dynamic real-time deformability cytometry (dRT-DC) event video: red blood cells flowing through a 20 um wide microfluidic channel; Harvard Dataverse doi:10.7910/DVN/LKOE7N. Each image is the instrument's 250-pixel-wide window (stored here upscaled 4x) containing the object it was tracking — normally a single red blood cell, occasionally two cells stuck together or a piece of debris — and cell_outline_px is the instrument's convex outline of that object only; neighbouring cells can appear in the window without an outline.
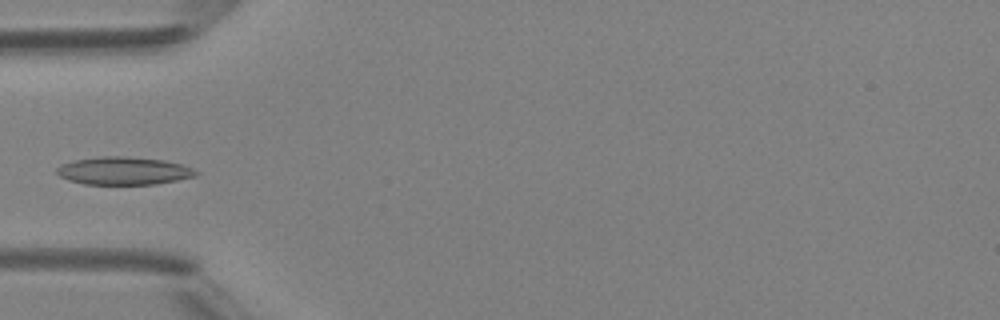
{"species": "Egyptian fruit bat (a non-hibernating species)", "species_latin": "Rousettus aegyptiacus", "temperature_condition": "room temperature", "stored_images_in_passage": 5, "camera_frame_rate_fps": 3000, "um_per_image_px": 0.085, "animal": {"sex": "female"}, "frame": {"image": 1, "passage_image": 5, "time_ms": 4.667, "image_size_px": [1000, 320], "cell_outline_px": [[200, 172], [196, 176], [156, 184], [84, 184], [68, 180], [60, 176], [56, 172], [56, 168], [60, 164], [72, 160], [100, 156], [124, 156], [164, 160], [184, 164]], "centroid_in_image_um": [10.51, 14.51], "position_along_channel_um": 74.5, "area_um2": 22.77}}